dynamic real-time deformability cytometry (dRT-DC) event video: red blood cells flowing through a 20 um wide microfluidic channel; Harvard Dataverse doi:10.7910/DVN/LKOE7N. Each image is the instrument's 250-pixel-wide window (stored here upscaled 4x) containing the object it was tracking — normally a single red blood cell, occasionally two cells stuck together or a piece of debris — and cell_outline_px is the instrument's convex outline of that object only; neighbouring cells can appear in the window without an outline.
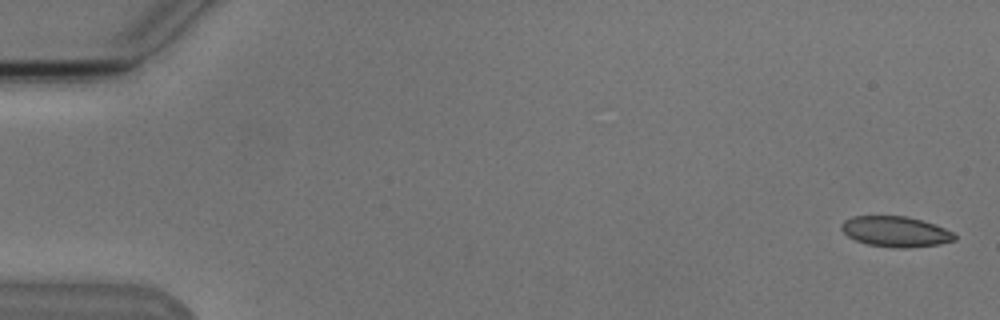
{"species": "Egyptian fruit bat (a non-hibernating species)", "species_latin": "Rousettus aegyptiacus", "temperature_condition": "cold", "stored_images_in_passage": 5, "camera_frame_rate_fps": 3000, "um_per_image_px": 0.085, "animal": {"sex": "male"}, "frame": {"image": 1, "passage_image": 1, "time_ms": 0.0, "image_size_px": [1000, 320], "cell_outline_px": [[956, 240], [940, 244], [904, 248], [892, 248], [868, 244], [856, 240], [848, 236], [840, 228], [840, 224], [844, 220], [852, 216], [908, 216], [936, 224], [952, 232], [956, 236]], "centroid_in_image_um": [76.12, 19.68], "position_along_channel_um": 8.9, "area_um2": 20.23}}
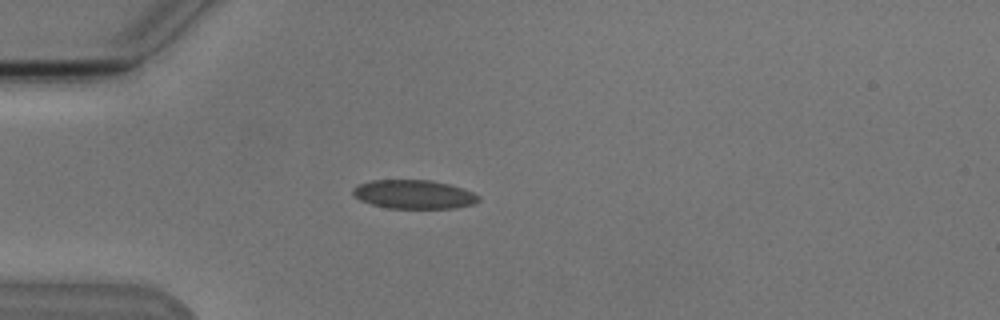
{"frame": {"image": 2, "passage_image": 5, "time_ms": 4.667, "image_size_px": [1000, 320], "cell_outline_px": [[480, 200], [472, 204], [456, 208], [388, 208], [372, 204], [360, 200], [352, 196], [352, 188], [356, 184], [372, 180], [432, 180], [464, 188], [480, 196]], "centroid_in_image_um": [35.15, 16.51], "position_along_channel_um": 49.9, "area_um2": 21.27}}